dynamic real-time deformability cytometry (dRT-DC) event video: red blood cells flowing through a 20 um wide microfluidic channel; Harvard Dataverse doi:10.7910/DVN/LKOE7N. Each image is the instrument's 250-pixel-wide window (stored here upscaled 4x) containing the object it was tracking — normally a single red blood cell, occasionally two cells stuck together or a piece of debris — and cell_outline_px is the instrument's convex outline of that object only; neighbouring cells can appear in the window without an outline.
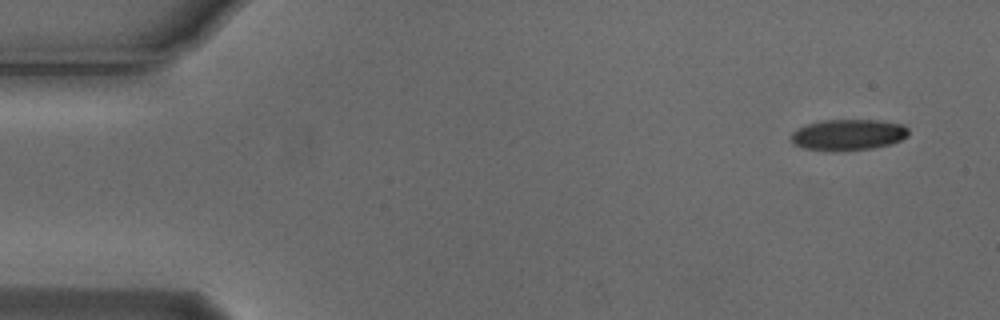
{"species": "Egyptian fruit bat (a non-hibernating species)", "species_latin": "Rousettus aegyptiacus", "temperature_condition": "cold", "stored_images_in_passage": 4, "camera_frame_rate_fps": 3000, "um_per_image_px": 0.085, "animal": {"sex": "male"}, "frame": {"image": 1, "passage_image": 1, "time_ms": 0.0, "image_size_px": [1000, 320], "cell_outline_px": [[908, 136], [900, 140], [888, 144], [872, 148], [804, 148], [792, 144], [792, 132], [796, 128], [820, 120], [876, 120], [904, 124], [908, 128]], "centroid_in_image_um": [72.11, 11.4], "position_along_channel_um": 12.9, "area_um2": 20.4}}
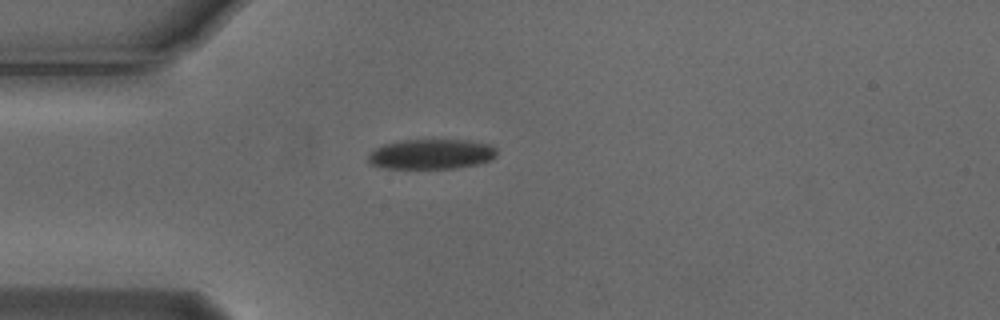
{"frame": {"image": 2, "passage_image": 4, "time_ms": 1.0, "image_size_px": [1000, 320], "cell_outline_px": [[496, 156], [488, 160], [476, 164], [456, 168], [384, 168], [368, 164], [368, 156], [376, 148], [384, 144], [400, 140], [468, 140], [488, 144], [496, 148]], "centroid_in_image_um": [36.63, 13.1], "position_along_channel_um": 48.4, "area_um2": 22.37}}